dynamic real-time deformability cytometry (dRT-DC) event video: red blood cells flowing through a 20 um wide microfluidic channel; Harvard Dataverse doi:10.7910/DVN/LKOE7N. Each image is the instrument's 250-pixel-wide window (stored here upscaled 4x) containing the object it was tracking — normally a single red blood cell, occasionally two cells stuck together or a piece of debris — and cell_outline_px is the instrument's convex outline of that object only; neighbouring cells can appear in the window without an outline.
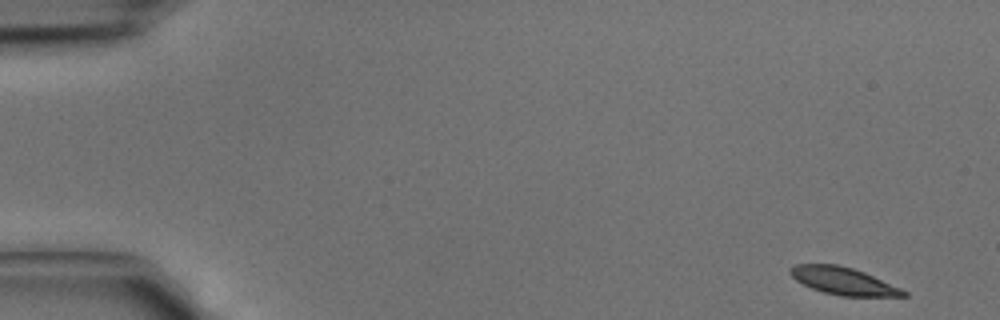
{"species": "common noctule bat (a hibernating species)", "species_latin": "Nyctalus noctula", "temperature_condition": "cold", "stored_images_in_passage": 43, "segment_of_instrument_passage": [1, 2], "camera_frame_rate_fps": 3000, "um_per_image_px": 0.085, "animal": {"sex": "male", "body_mass_g": 15.6}, "frame": {"image": 1, "passage_image": 1, "time_ms": 0.0, "image_size_px": [1000, 320], "cell_outline_px": [[908, 296], [840, 296], [824, 292], [812, 288], [796, 280], [788, 272], [788, 268], [796, 264], [836, 264], [852, 268], [864, 272], [900, 288], [908, 292]], "centroid_in_image_um": [71.66, 23.88], "position_along_channel_um": 13.3, "area_um2": 17.92}}
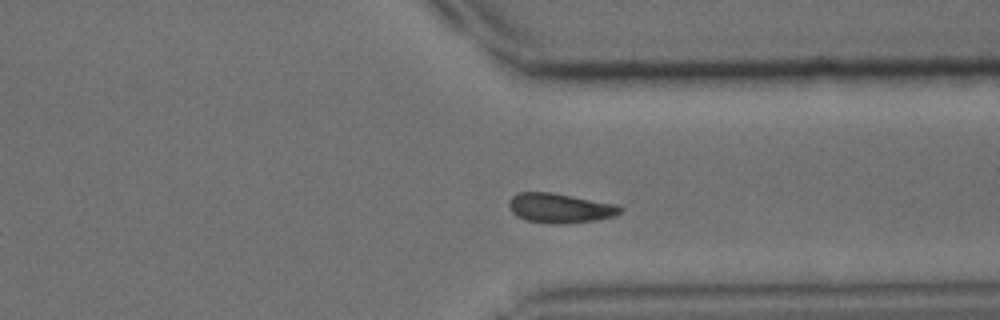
{"frame": {"image": 2, "passage_image": 32, "time_ms": 10.333, "image_size_px": [1000, 320], "cell_outline_px": [[624, 208], [620, 212], [612, 216], [596, 220], [524, 220], [516, 216], [512, 212], [508, 204], [508, 200], [516, 192], [552, 192], [616, 204]], "centroid_in_image_um": [47.55, 17.61], "position_along_channel_um": 363.9, "area_um2": 18.15}}
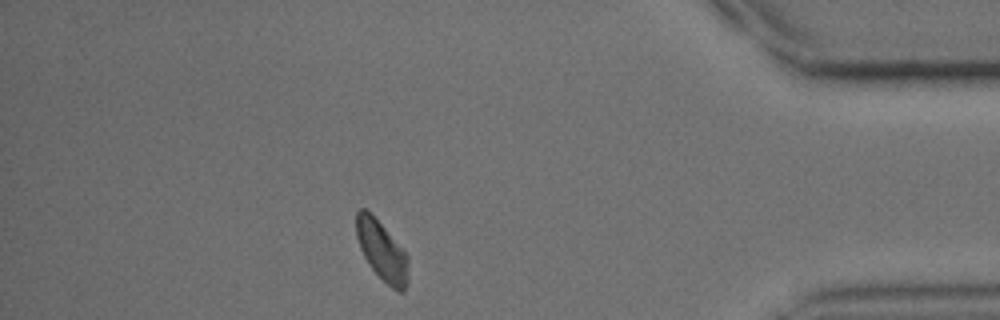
{"frame": {"image": 3, "passage_image": 37, "time_ms": 12.0, "image_size_px": [1000, 320], "cell_outline_px": [[408, 284], [404, 292], [396, 292], [368, 264], [360, 248], [356, 236], [356, 212], [360, 208], [364, 208], [384, 228], [408, 256]], "centroid_in_image_um": [32.47, 21.37], "position_along_channel_um": 402.7, "area_um2": 17.69}}